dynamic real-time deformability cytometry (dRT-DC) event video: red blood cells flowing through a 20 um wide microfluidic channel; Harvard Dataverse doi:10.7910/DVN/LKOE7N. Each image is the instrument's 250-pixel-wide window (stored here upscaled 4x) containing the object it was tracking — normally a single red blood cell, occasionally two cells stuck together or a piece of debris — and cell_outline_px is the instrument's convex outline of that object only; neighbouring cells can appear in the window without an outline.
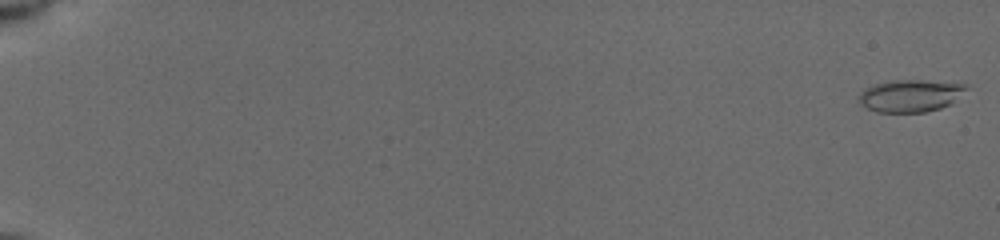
{"species": "common noctule bat (a hibernating species)", "species_latin": "Nyctalus noctula", "temperature_condition": "cold", "stored_images_in_passage": 36, "camera_frame_rate_fps": 3000, "um_per_image_px": 0.085, "animal": {"sex": "female", "body_mass_g": 19.5, "forearm_length_mm": 54.1}, "frame": {"image": 1, "passage_image": 1, "time_ms": 0.0, "image_size_px": [1000, 240], "cell_outline_px": [[968, 88], [952, 104], [940, 108], [924, 112], [876, 112], [860, 104], [856, 100], [856, 96], [864, 88], [888, 80], [920, 80], [968, 84]], "centroid_in_image_um": [77.35, 8.13], "position_along_channel_um": 7.7, "area_um2": 20.46}}
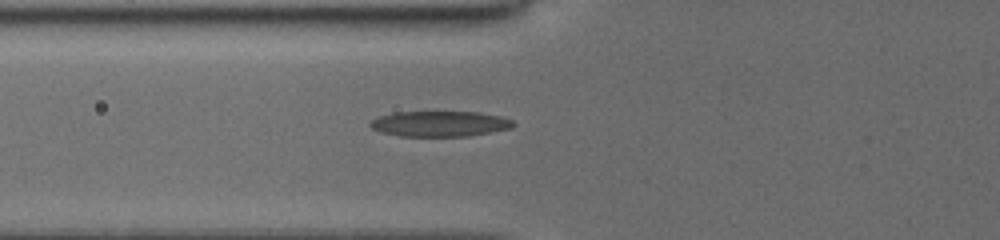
{"frame": {"image": 2, "passage_image": 31, "time_ms": 7.333, "image_size_px": [1000, 240], "cell_outline_px": [[516, 124], [512, 128], [492, 132], [468, 136], [400, 136], [380, 132], [372, 128], [368, 124], [372, 120], [380, 116], [396, 112], [480, 112], [500, 116], [512, 120]], "centroid_in_image_um": [37.41, 10.52], "position_along_channel_um": 88.4, "area_um2": 21.27}}
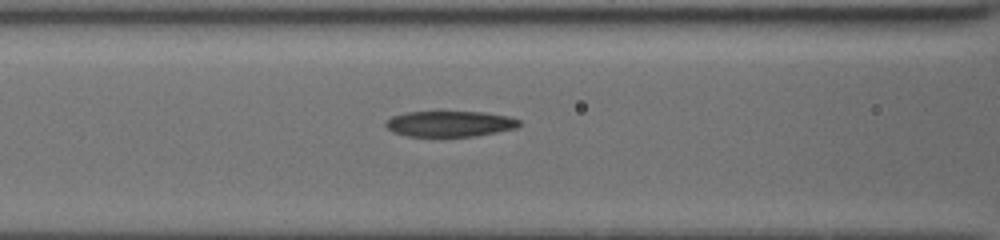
{"frame": {"image": 3, "passage_image": 35, "time_ms": 8.333, "image_size_px": [1000, 240], "cell_outline_px": [[520, 124], [516, 128], [476, 136], [404, 136], [392, 132], [384, 124], [392, 116], [408, 112], [484, 112], [508, 116], [520, 120]], "centroid_in_image_um": [38.23, 10.52], "position_along_channel_um": 128.4, "area_um2": 19.94}}